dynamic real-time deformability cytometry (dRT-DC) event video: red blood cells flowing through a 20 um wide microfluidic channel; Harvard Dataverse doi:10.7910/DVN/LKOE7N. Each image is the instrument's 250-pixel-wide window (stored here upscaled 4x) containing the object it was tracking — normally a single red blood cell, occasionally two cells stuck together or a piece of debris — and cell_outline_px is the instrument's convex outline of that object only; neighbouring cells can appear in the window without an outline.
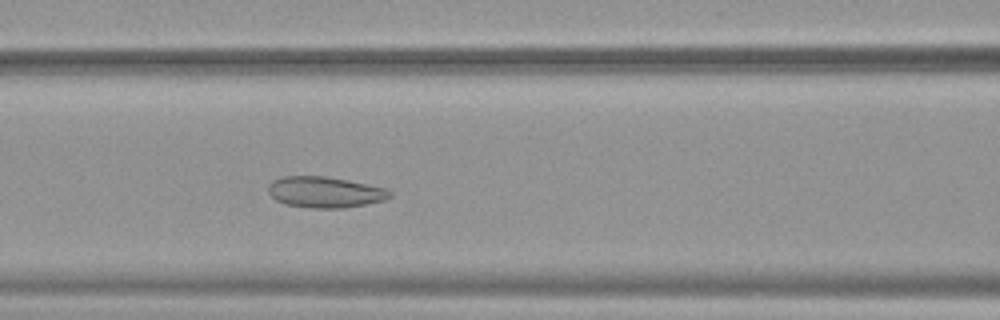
{"species": "common noctule bat (a hibernating species)", "species_latin": "Nyctalus noctula", "temperature_condition": "warm", "stored_images_in_passage": 48, "camera_frame_rate_fps": 3000, "um_per_image_px": 0.085, "animal": {"sex": "female", "body_mass_g": 19.9}, "frame": {"image": 1, "passage_image": 18, "time_ms": 5.667, "image_size_px": [1000, 320], "cell_outline_px": [[392, 196], [384, 200], [344, 208], [312, 208], [284, 204], [276, 200], [268, 192], [268, 184], [272, 180], [284, 176], [324, 176], [348, 180], [384, 188], [392, 192]], "centroid_in_image_um": [27.59, 16.33], "position_along_channel_um": 139.0, "area_um2": 21.91}}
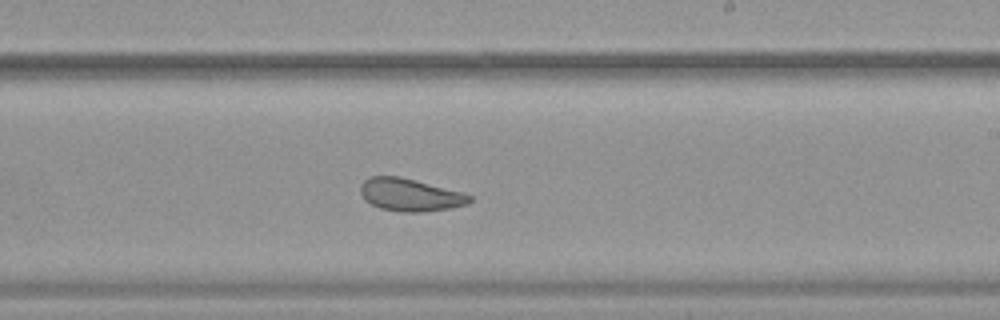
{"frame": {"image": 2, "passage_image": 27, "time_ms": 8.667, "image_size_px": [1000, 320], "cell_outline_px": [[472, 200], [468, 204], [452, 208], [424, 212], [404, 212], [380, 208], [364, 200], [360, 192], [360, 184], [364, 180], [372, 176], [400, 176], [464, 192], [472, 196]], "centroid_in_image_um": [34.88, 16.56], "position_along_channel_um": 254.1, "area_um2": 20.98}}
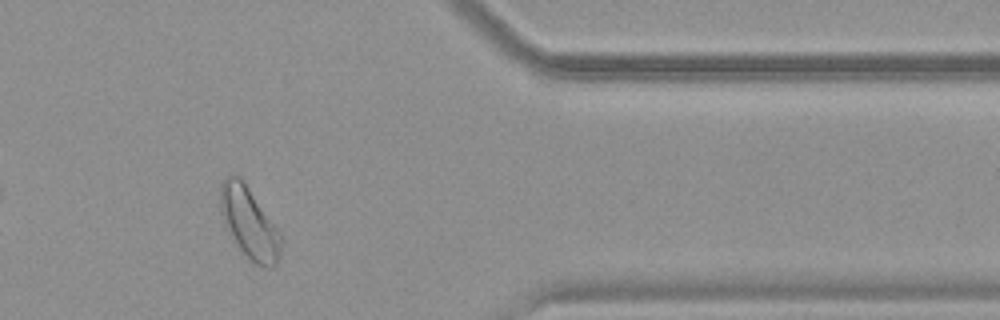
{"frame": {"image": 3, "passage_image": 39, "time_ms": 12.667, "image_size_px": [1000, 320], "cell_outline_px": [[280, 260], [272, 268], [264, 268], [256, 264], [232, 240], [224, 224], [220, 212], [220, 184], [224, 176], [240, 176], [244, 180], [280, 232]], "centroid_in_image_um": [21.16, 18.92], "position_along_channel_um": 390.2, "area_um2": 25.26}, "authors_computed_cell_mechanics": {"area_um2": 24.7384, "velocity_mm_per_s": 3.8531, "shape_relaxation_time_tau1_ms": null, "shape_relaxation_time_tau2_ms": 1.9335, "deformation_change_tau1": null, "deformation_change_tau2": 0.0869}}